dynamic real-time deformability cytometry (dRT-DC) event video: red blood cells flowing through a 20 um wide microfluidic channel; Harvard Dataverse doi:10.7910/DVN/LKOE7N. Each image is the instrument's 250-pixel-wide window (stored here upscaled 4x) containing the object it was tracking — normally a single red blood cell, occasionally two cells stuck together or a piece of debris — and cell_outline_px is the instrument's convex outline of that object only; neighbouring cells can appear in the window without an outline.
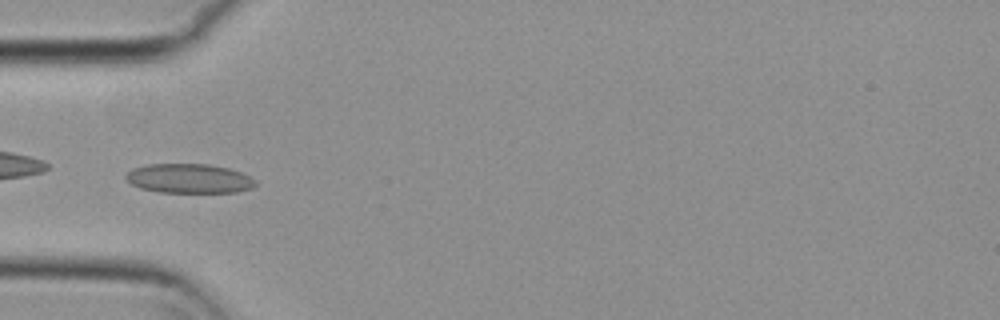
{"species": "common noctule bat (a hibernating species)", "species_latin": "Nyctalus noctula", "temperature_condition": "cold", "stored_images_in_passage": 36, "camera_frame_rate_fps": 3000, "um_per_image_px": 0.085, "animal": {"sex": "female", "body_mass_g": 29.2, "forearm_length_mm": 56.3}, "frame": {"image": 1, "passage_image": 1, "time_ms": 0.0, "image_size_px": [1000, 320], "cell_outline_px": [[256, 184], [252, 188], [236, 192], [160, 192], [140, 188], [132, 184], [124, 176], [132, 168], [148, 164], [208, 164], [228, 168], [240, 172], [256, 180]], "centroid_in_image_um": [16.06, 15.17], "position_along_channel_um": 68.9, "area_um2": 22.08}}
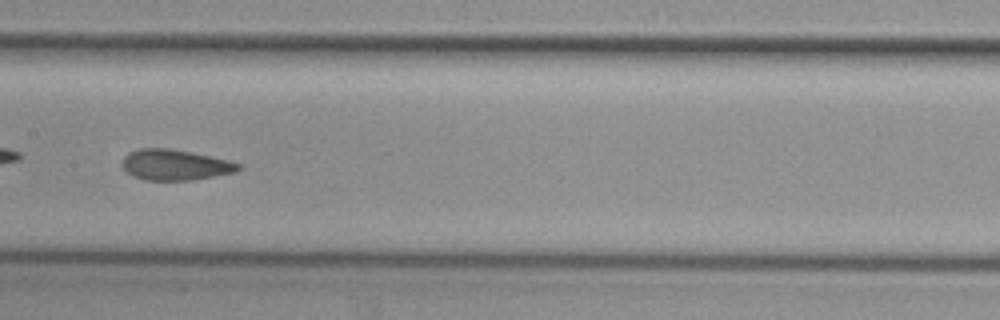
{"frame": {"image": 2, "passage_image": 11, "time_ms": 3.333, "image_size_px": [1000, 320], "cell_outline_px": [[244, 168], [232, 172], [192, 180], [144, 180], [132, 176], [120, 164], [124, 156], [128, 152], [140, 148], [168, 148], [228, 160], [244, 164]], "centroid_in_image_um": [14.85, 14.01], "position_along_channel_um": 192.5, "area_um2": 20.69}}
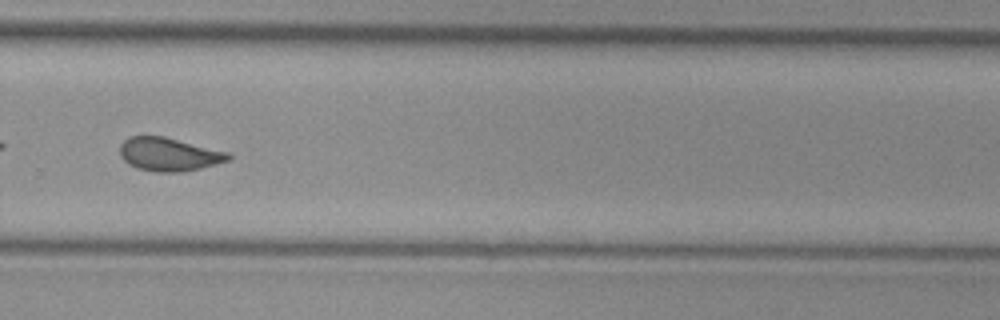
{"frame": {"image": 3, "passage_image": 21, "time_ms": 6.667, "image_size_px": [1000, 320], "cell_outline_px": [[232, 156], [228, 160], [216, 164], [184, 172], [156, 172], [140, 168], [128, 164], [120, 156], [120, 144], [128, 136], [164, 136], [232, 152]], "centroid_in_image_um": [14.39, 13.1], "position_along_channel_um": 315.4, "area_um2": 21.33}, "authors_computed_cell_mechanics": {"area_um2": 20.808, "velocity_mm_per_s": 3.6991, "shape_relaxation_time_tau1_ms": 7.8948, "shape_relaxation_time_tau2_ms": 1.12, "deformation_change_tau1": 0.1449, "deformation_change_tau2": 0.0627}}